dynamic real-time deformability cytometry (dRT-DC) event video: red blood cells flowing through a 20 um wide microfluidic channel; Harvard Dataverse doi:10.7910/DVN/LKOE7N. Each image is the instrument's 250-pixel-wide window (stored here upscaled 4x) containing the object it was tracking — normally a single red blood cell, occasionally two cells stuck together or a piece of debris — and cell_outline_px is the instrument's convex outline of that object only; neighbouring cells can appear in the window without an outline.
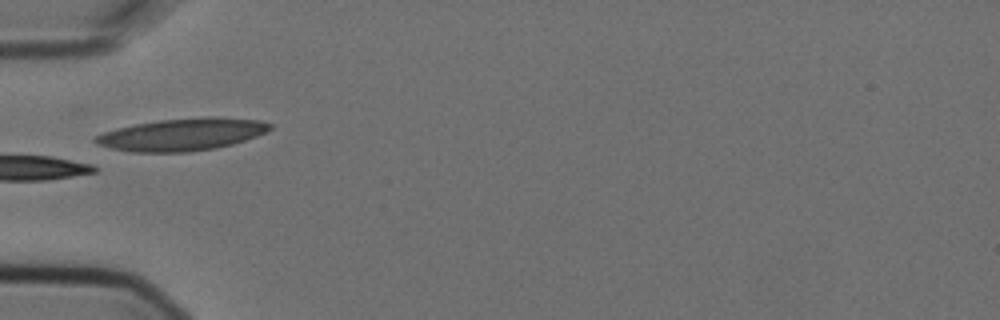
{"species": "Egyptian fruit bat (a non-hibernating species)", "species_latin": "Rousettus aegyptiacus", "temperature_condition": "cold", "stored_images_in_passage": 5, "camera_frame_rate_fps": 3000, "um_per_image_px": 0.085, "animal": {"sex": "female"}, "frame": {"image": 1, "passage_image": 5, "time_ms": 1.333, "image_size_px": [1000, 320], "cell_outline_px": [[272, 128], [256, 136], [232, 144], [216, 148], [188, 152], [128, 152], [96, 144], [92, 140], [96, 136], [104, 132], [136, 124], [160, 120], [208, 116], [212, 116], [260, 120], [272, 124]], "centroid_in_image_um": [15.48, 11.43], "position_along_channel_um": 69.5, "area_um2": 32.71}}